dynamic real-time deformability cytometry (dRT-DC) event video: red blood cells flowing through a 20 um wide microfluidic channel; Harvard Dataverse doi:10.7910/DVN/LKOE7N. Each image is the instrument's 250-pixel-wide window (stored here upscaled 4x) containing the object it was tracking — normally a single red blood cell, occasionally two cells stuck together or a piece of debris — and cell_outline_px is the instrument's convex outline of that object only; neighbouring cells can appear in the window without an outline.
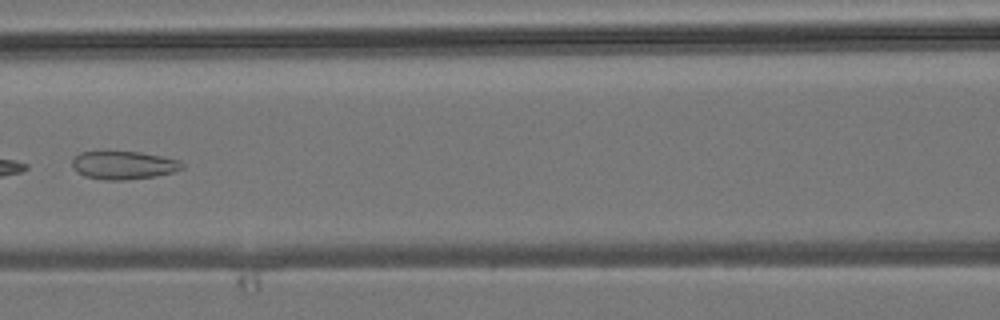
{"species": "common noctule bat (a hibernating species)", "species_latin": "Nyctalus noctula", "temperature_condition": "room temperature", "stored_images_in_passage": 7, "camera_frame_rate_fps": 3000, "um_per_image_px": 0.085, "animal": {"sex": "male", "body_mass_g": 19.2, "forearm_length_mm": 51.8}, "frame": {"image": 1, "passage_image": 7, "time_ms": 7.0, "image_size_px": [1000, 320], "cell_outline_px": [[184, 168], [172, 172], [156, 176], [124, 180], [104, 180], [84, 176], [76, 172], [72, 168], [72, 160], [80, 152], [108, 148], [140, 152], [180, 160], [184, 164]], "centroid_in_image_um": [10.44, 13.99], "position_along_channel_um": 156.2, "area_um2": 18.9}}